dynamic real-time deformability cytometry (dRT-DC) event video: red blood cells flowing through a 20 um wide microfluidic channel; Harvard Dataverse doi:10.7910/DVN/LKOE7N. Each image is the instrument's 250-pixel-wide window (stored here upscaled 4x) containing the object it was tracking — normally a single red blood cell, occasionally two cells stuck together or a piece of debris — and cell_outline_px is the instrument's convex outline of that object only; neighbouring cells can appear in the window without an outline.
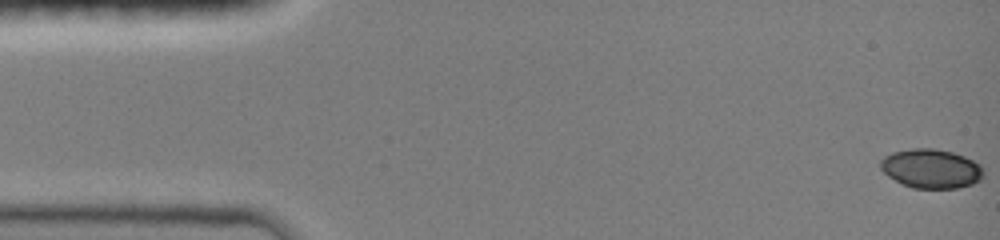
{"species": "common noctule bat (a hibernating species)", "species_latin": "Nyctalus noctula", "temperature_condition": "room temperature", "stored_images_in_passage": 48, "camera_frame_rate_fps": 3000, "um_per_image_px": 0.085, "animal": {"sex": "female", "body_mass_g": 19.0, "forearm_length_mm": 51.5}, "frame": {"image": 1, "passage_image": 1, "time_ms": 0.0, "image_size_px": [1000, 240], "cell_outline_px": [[984, 176], [980, 180], [972, 184], [956, 188], [912, 188], [888, 176], [880, 168], [880, 160], [884, 156], [892, 152], [912, 148], [932, 148], [952, 152], [964, 156], [980, 164], [984, 172]], "centroid_in_image_um": [79.15, 14.33], "position_along_channel_um": 5.9, "area_um2": 23.52}}
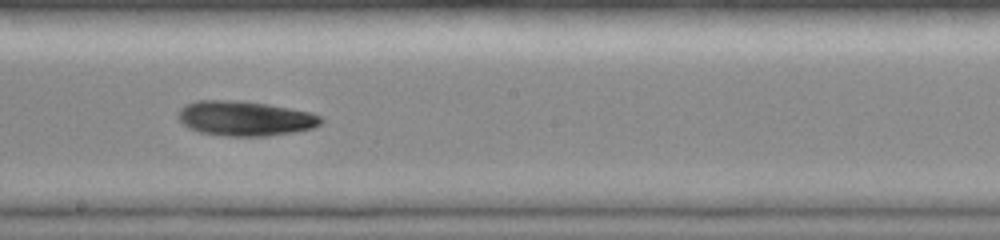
{"frame": {"image": 2, "passage_image": 27, "time_ms": 8.667, "image_size_px": [1000, 240], "cell_outline_px": [[324, 120], [320, 124], [312, 128], [296, 132], [268, 136], [228, 136], [200, 132], [184, 124], [176, 116], [180, 108], [184, 104], [196, 100], [240, 100], [268, 104], [312, 112], [320, 116]], "centroid_in_image_um": [20.84, 10.05], "position_along_channel_um": 227.4, "area_um2": 29.19}}
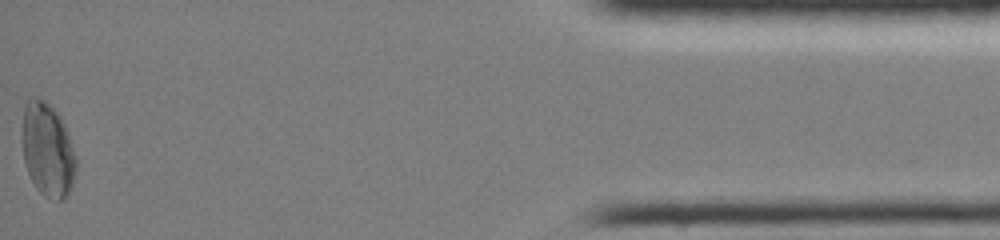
{"frame": {"image": 3, "passage_image": 48, "time_ms": 15.667, "image_size_px": [1000, 240], "cell_outline_px": [[76, 172], [68, 196], [64, 200], [56, 200], [44, 196], [36, 188], [28, 172], [24, 160], [20, 136], [24, 108], [28, 96], [40, 96], [60, 116], [64, 124], [76, 156]], "centroid_in_image_um": [4.02, 12.71], "position_along_channel_um": 431.2, "area_um2": 29.94}, "authors_computed_cell_mechanics": {"area_um2": 27.8307, "velocity_mm_per_s": 4.0467, "shape_relaxation_time_tau1_ms": 4.0673, "shape_relaxation_time_tau2_ms": 4.5134, "deformation_change_tau1": 0.1249, "deformation_change_tau2": 0.0869}}